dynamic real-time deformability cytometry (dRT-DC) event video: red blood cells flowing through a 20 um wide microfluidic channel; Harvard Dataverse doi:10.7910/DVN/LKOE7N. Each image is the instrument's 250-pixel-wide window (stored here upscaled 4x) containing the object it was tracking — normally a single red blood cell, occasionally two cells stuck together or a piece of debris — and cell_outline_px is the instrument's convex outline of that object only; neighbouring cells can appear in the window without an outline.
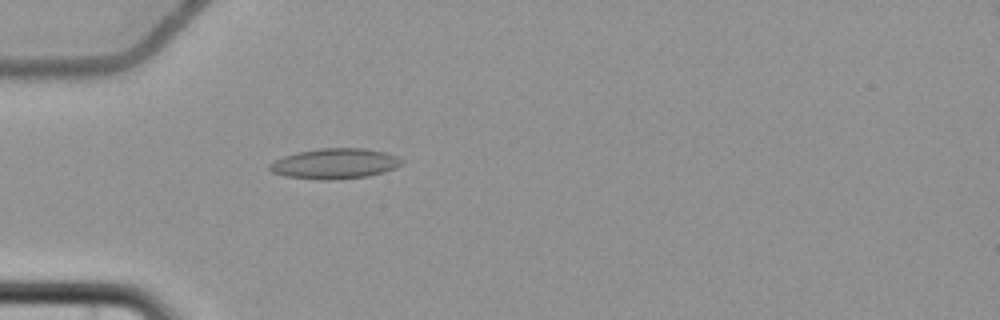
{"species": "common noctule bat (a hibernating species)", "species_latin": "Nyctalus noctula", "temperature_condition": "cold", "stored_images_in_passage": 5, "camera_frame_rate_fps": 3000, "um_per_image_px": 0.085, "animal": {"sex": "female", "body_mass_g": 22.7, "forearm_length_mm": 54.2}, "frame": {"image": 1, "passage_image": 5, "time_ms": 5.0, "image_size_px": [1000, 320], "cell_outline_px": [[404, 164], [396, 168], [384, 172], [368, 176], [332, 180], [324, 180], [284, 176], [272, 172], [268, 168], [268, 164], [284, 156], [296, 152], [320, 148], [364, 148], [384, 152], [396, 156], [404, 160]], "centroid_in_image_um": [28.47, 13.91], "position_along_channel_um": 56.5, "area_um2": 23.52}}